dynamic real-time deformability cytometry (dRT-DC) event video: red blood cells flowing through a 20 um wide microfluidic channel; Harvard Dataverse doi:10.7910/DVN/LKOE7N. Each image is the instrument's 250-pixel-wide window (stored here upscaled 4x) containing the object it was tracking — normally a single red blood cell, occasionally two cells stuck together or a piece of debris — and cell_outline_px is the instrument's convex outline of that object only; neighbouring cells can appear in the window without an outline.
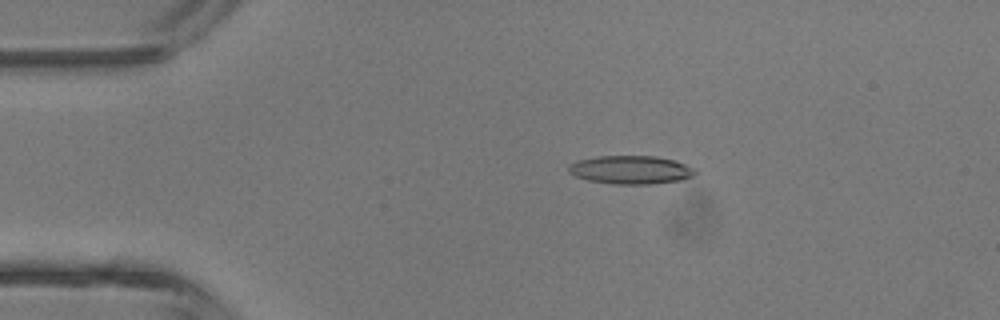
{"species": "common noctule bat (a hibernating species)", "species_latin": "Nyctalus noctula", "temperature_condition": "room temperature", "stored_images_in_passage": 5, "camera_frame_rate_fps": 3000, "um_per_image_px": 0.085, "animal": {"sex": "male", "body_mass_g": 13.3}, "frame": {"image": 1, "passage_image": 3, "time_ms": 2.333, "image_size_px": [1000, 320], "cell_outline_px": [[696, 172], [692, 176], [680, 180], [652, 184], [612, 184], [588, 180], [576, 176], [568, 172], [568, 164], [576, 160], [596, 156], [656, 156], [672, 160], [696, 168]], "centroid_in_image_um": [53.57, 14.43], "position_along_channel_um": 31.4, "area_um2": 20.98}}
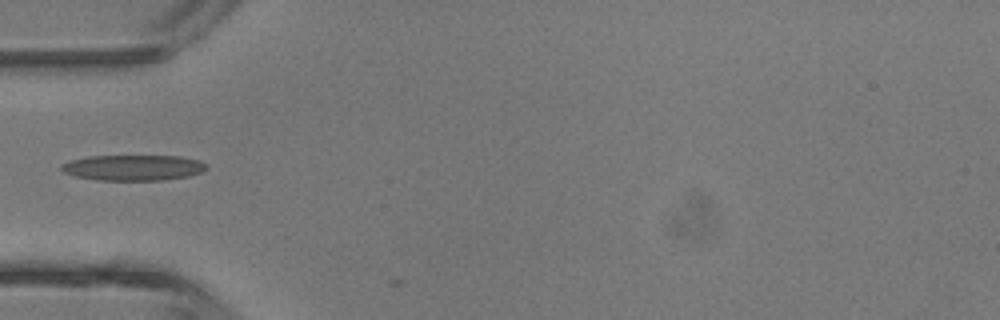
{"frame": {"image": 2, "passage_image": 5, "time_ms": 4.333, "image_size_px": [1000, 320], "cell_outline_px": [[208, 168], [200, 172], [188, 176], [164, 180], [96, 180], [76, 176], [64, 172], [60, 168], [60, 164], [68, 160], [88, 156], [180, 156], [200, 160], [208, 164]], "centroid_in_image_um": [11.32, 14.24], "position_along_channel_um": 73.7, "area_um2": 21.85}}